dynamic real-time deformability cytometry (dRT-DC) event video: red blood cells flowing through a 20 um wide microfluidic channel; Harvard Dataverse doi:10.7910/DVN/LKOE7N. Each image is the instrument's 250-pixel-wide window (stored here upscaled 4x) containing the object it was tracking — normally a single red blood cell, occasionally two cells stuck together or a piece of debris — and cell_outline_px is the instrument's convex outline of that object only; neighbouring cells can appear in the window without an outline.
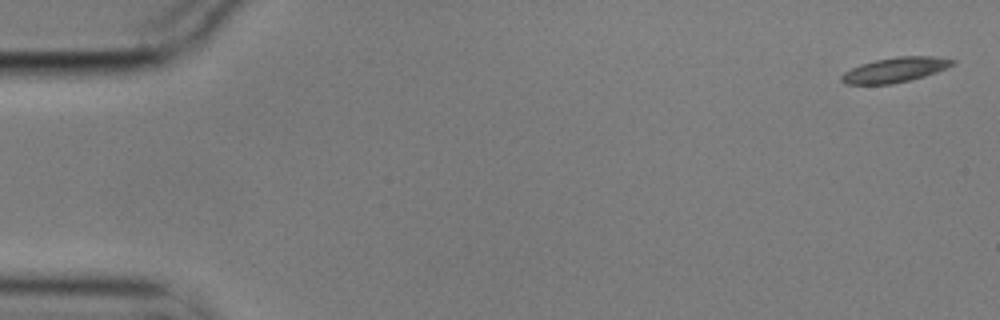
{"species": "common noctule bat (a hibernating species)", "species_latin": "Nyctalus noctula", "temperature_condition": "cold", "stored_images_in_passage": 6, "camera_frame_rate_fps": 3000, "um_per_image_px": 0.085, "animal": {"sex": "male", "body_mass_g": 17.9}, "frame": {"image": 1, "passage_image": 1, "time_ms": 0.0, "image_size_px": [1000, 320], "cell_outline_px": [[956, 64], [948, 68], [924, 76], [892, 84], [844, 84], [840, 80], [840, 76], [844, 72], [860, 64], [876, 60], [900, 56], [932, 56], [956, 60]], "centroid_in_image_um": [76.09, 5.93], "position_along_channel_um": 8.9, "area_um2": 16.07}}
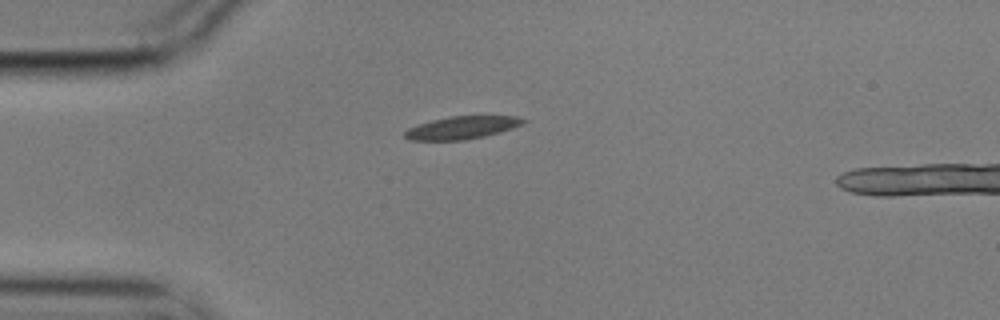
{"frame": {"image": 2, "passage_image": 4, "time_ms": 1.0, "image_size_px": [1000, 320], "cell_outline_px": [[528, 120], [524, 124], [500, 132], [484, 136], [464, 140], [408, 140], [404, 136], [404, 132], [408, 128], [416, 124], [432, 120], [452, 116], [516, 116]], "centroid_in_image_um": [39.26, 10.85], "position_along_channel_um": 45.7, "area_um2": 15.72}}
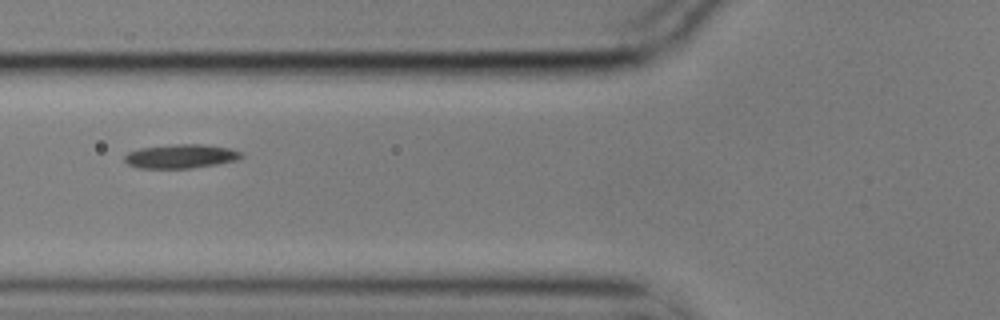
{"frame": {"image": 3, "passage_image": 6, "time_ms": 1.667, "image_size_px": [1000, 320], "cell_outline_px": [[244, 156], [236, 160], [216, 164], [188, 168], [140, 168], [128, 164], [124, 160], [124, 156], [128, 152], [140, 148], [176, 144], [204, 144], [232, 148], [240, 152]], "centroid_in_image_um": [15.37, 13.27], "position_along_channel_um": 110.4, "area_um2": 16.24}}